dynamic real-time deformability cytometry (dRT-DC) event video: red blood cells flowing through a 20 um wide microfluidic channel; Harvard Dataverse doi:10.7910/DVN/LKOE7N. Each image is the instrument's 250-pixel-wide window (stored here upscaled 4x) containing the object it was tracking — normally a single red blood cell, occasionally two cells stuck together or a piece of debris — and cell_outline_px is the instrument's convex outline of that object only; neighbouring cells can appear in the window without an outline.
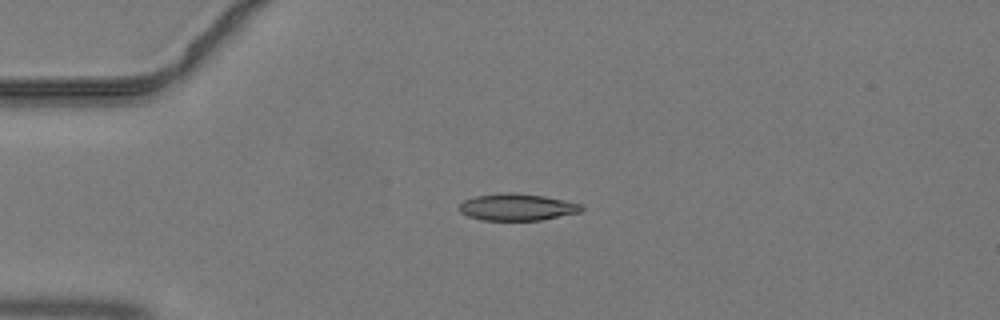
{"species": "common noctule bat (a hibernating species)", "species_latin": "Nyctalus noctula", "temperature_condition": "warm", "stored_images_in_passage": 33, "camera_frame_rate_fps": 3000, "um_per_image_px": 0.085, "animal": {"sex": "male", "body_mass_g": 19.2, "forearm_length_mm": 51.8}, "frame": {"image": 1, "passage_image": 1, "time_ms": 0.0, "image_size_px": [1000, 320], "cell_outline_px": [[584, 208], [580, 212], [540, 220], [480, 220], [468, 216], [460, 212], [460, 204], [464, 200], [476, 196], [508, 192], [516, 192], [544, 196], [584, 204]], "centroid_in_image_um": [43.98, 17.6], "position_along_channel_um": 41.0, "area_um2": 19.13}}
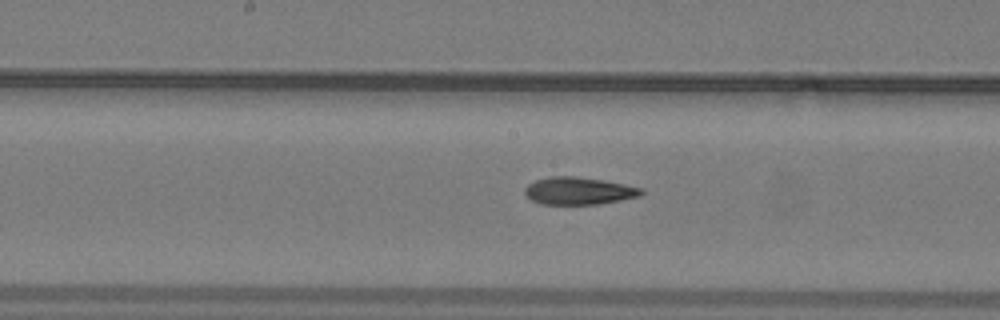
{"frame": {"image": 2, "passage_image": 13, "time_ms": 4.0, "image_size_px": [1000, 320], "cell_outline_px": [[644, 192], [640, 196], [600, 204], [540, 204], [532, 200], [524, 192], [524, 188], [528, 184], [536, 180], [552, 176], [576, 176], [604, 180], [624, 184], [640, 188]], "centroid_in_image_um": [49.18, 16.22], "position_along_channel_um": 199.0, "area_um2": 18.55}}
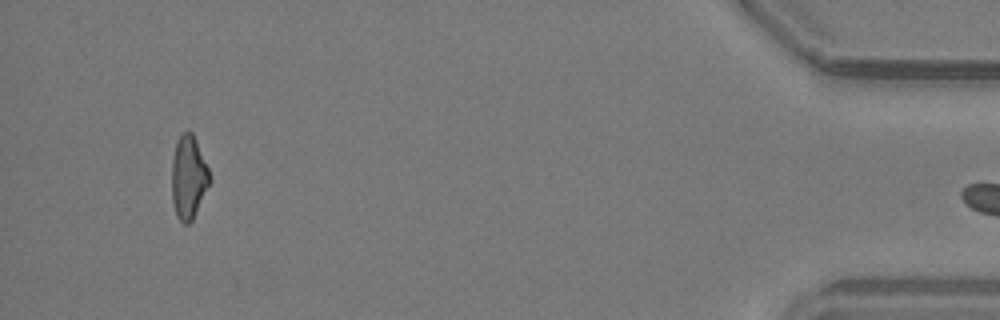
{"frame": {"image": 3, "passage_image": 32, "time_ms": 10.333, "image_size_px": [1000, 320], "cell_outline_px": [[212, 180], [192, 220], [188, 224], [184, 224], [176, 216], [172, 200], [172, 160], [176, 140], [184, 132], [192, 132], [196, 140], [208, 168]], "centroid_in_image_um": [16.02, 15.08], "position_along_channel_um": 419.2, "area_um2": 18.38}}